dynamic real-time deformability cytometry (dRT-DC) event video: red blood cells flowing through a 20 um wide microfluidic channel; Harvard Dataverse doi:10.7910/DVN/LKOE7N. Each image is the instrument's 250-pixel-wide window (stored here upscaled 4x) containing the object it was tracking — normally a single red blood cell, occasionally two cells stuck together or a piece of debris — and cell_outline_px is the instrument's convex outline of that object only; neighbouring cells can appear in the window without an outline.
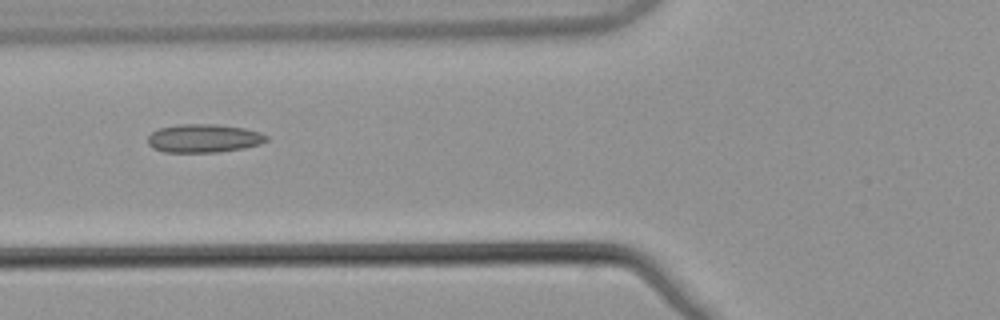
{"species": "common noctule bat (a hibernating species)", "species_latin": "Nyctalus noctula", "temperature_condition": "warm", "stored_images_in_passage": 7, "camera_frame_rate_fps": 3000, "um_per_image_px": 0.085, "animal": {"sex": "male", "body_mass_g": 21.5, "forearm_length_mm": 52.0}, "frame": {"image": 1, "passage_image": 5, "time_ms": 1.333, "image_size_px": [1000, 320], "cell_outline_px": [[268, 140], [260, 144], [244, 148], [216, 152], [164, 152], [152, 148], [148, 144], [148, 136], [156, 128], [176, 124], [216, 124], [244, 128], [260, 132], [268, 136]], "centroid_in_image_um": [17.29, 11.75], "position_along_channel_um": 108.5, "area_um2": 19.83}}
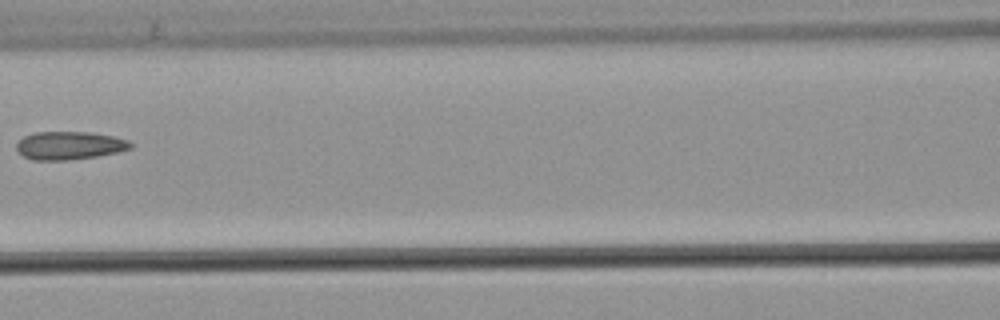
{"frame": {"image": 2, "passage_image": 6, "time_ms": 1.667, "image_size_px": [1000, 320], "cell_outline_px": [[132, 148], [116, 152], [96, 156], [68, 160], [32, 160], [24, 156], [16, 148], [16, 144], [24, 136], [36, 132], [92, 132], [112, 136], [128, 140], [132, 144]], "centroid_in_image_um": [5.9, 12.36], "position_along_channel_um": 160.7, "area_um2": 18.55}}